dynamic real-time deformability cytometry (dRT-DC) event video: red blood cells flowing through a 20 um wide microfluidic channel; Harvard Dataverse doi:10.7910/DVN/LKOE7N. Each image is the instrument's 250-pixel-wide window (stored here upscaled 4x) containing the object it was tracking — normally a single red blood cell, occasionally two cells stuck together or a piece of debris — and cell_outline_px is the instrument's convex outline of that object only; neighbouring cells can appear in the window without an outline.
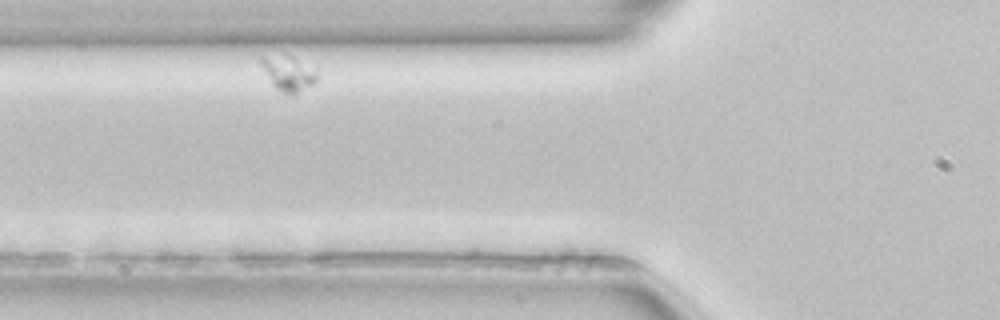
{"species": "common noctule bat (a hibernating species)", "species_latin": "Nyctalus noctula", "temperature_condition": "room temperature", "stored_images_in_passage": 32, "camera_frame_rate_fps": 3000, "um_per_image_px": 0.085, "animal": {"sex": "female", "body_mass_g": 22.7, "forearm_length_mm": 54.2}, "frame": {"image": 1, "passage_image": 5, "time_ms": 1.333, "image_size_px": [1000, 320], "cell_outline_px": [[316, 80], [312, 84], [296, 92], [280, 92], [272, 84], [260, 60], [260, 56], [292, 56], [316, 72]], "centroid_in_image_um": [24.47, 6.22], "position_along_channel_um": 101.3, "area_um2": 10.46}}